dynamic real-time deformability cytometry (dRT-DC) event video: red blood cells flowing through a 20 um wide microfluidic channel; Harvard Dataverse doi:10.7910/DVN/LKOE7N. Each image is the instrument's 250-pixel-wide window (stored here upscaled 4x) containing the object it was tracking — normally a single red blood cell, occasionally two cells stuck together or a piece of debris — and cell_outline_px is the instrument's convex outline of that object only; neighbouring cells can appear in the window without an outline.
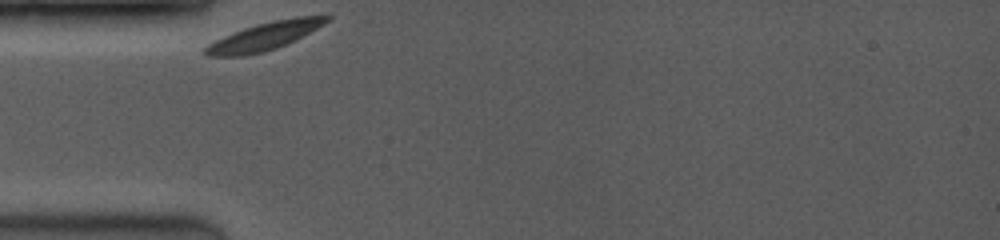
{"species": "common noctule bat (a hibernating species)", "species_latin": "Nyctalus noctula", "temperature_condition": "room temperature", "stored_images_in_passage": 14, "camera_frame_rate_fps": 3500, "um_per_image_px": 0.085, "animal": {"sex": "female", "body_mass_g": 19.0, "forearm_length_mm": 53.3}, "frame": {"image": 1, "passage_image": 1, "time_ms": 0.0, "image_size_px": [1000, 240], "cell_outline_px": [[332, 16], [324, 24], [276, 48], [264, 52], [244, 56], [208, 56], [200, 52], [208, 44], [224, 36], [244, 28], [256, 24], [272, 20], [296, 16], [328, 12]], "centroid_in_image_um": [22.52, 3.04], "position_along_channel_um": 62.5, "area_um2": 19.88}}
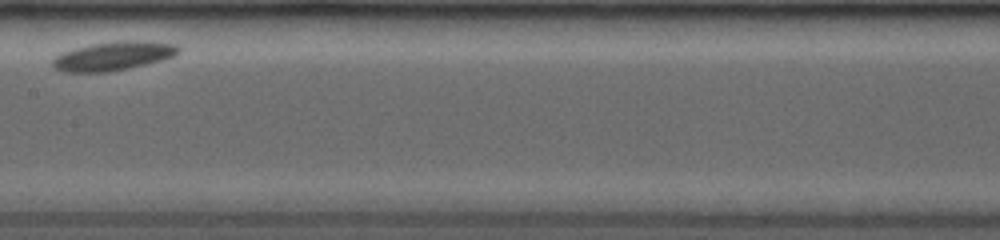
{"frame": {"image": 2, "passage_image": 7, "time_ms": 4.0, "image_size_px": [1000, 240], "cell_outline_px": [[180, 52], [176, 56], [164, 60], [128, 68], [108, 72], [64, 72], [56, 68], [52, 64], [52, 60], [60, 52], [92, 44], [124, 40], [144, 40], [176, 44], [180, 48]], "centroid_in_image_um": [9.69, 4.75], "position_along_channel_um": 197.7, "area_um2": 21.33}}
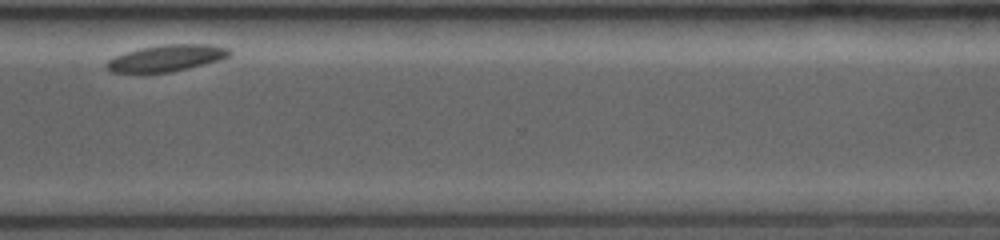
{"frame": {"image": 3, "passage_image": 13, "time_ms": 8.571, "image_size_px": [1000, 240], "cell_outline_px": [[232, 52], [228, 56], [220, 60], [188, 68], [168, 72], [112, 72], [104, 68], [104, 64], [108, 60], [116, 56], [140, 48], [164, 44], [208, 44], [228, 48]], "centroid_in_image_um": [14.15, 4.93], "position_along_channel_um": 356.5, "area_um2": 18.79}}